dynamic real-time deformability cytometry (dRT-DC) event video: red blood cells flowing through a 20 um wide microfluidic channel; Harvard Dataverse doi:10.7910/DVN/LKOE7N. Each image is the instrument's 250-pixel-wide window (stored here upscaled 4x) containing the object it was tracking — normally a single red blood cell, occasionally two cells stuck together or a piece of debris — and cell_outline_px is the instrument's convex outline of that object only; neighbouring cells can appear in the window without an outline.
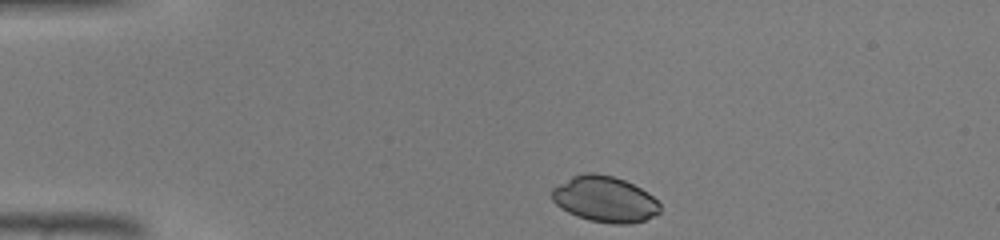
{"species": "common noctule bat (a hibernating species)", "species_latin": "Nyctalus noctula", "temperature_condition": "warm", "stored_images_in_passage": 31, "camera_frame_rate_fps": 3000, "um_per_image_px": 0.085, "animal": {"sex": "male", "body_mass_g": 19.0, "forearm_length_mm": 50.8}, "frame": {"image": 1, "passage_image": 1, "time_ms": 0.0, "image_size_px": [1000, 240], "cell_outline_px": [[660, 212], [644, 220], [628, 224], [612, 224], [588, 220], [576, 216], [560, 208], [552, 200], [552, 188], [572, 176], [588, 172], [592, 172], [612, 176], [624, 180], [648, 192], [660, 204]], "centroid_in_image_um": [51.38, 16.94], "position_along_channel_um": 33.6, "area_um2": 28.84}}
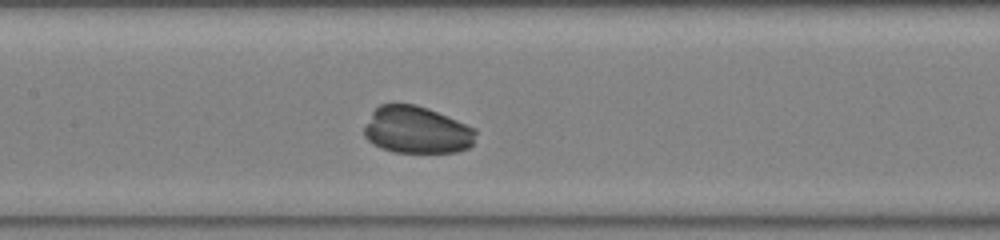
{"frame": {"image": 2, "passage_image": 14, "time_ms": 4.333, "image_size_px": [1000, 240], "cell_outline_px": [[476, 132], [472, 144], [468, 148], [456, 152], [392, 152], [380, 148], [368, 140], [364, 136], [364, 128], [372, 112], [380, 104], [416, 104], [428, 108], [476, 128]], "centroid_in_image_um": [35.42, 11.05], "position_along_channel_um": 172.0, "area_um2": 30.63}}
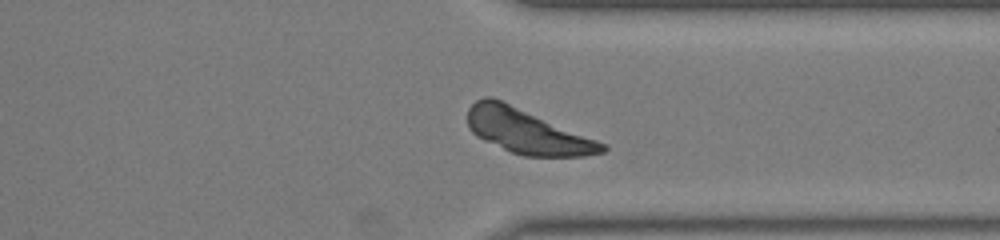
{"frame": {"image": 3, "passage_image": 27, "time_ms": 8.667, "image_size_px": [1000, 240], "cell_outline_px": [[608, 148], [604, 152], [584, 156], [524, 156], [512, 152], [484, 140], [476, 136], [468, 128], [468, 108], [476, 100], [484, 96], [492, 96], [608, 144]], "centroid_in_image_um": [44.81, 11.16], "position_along_channel_um": 366.6, "area_um2": 34.91}}